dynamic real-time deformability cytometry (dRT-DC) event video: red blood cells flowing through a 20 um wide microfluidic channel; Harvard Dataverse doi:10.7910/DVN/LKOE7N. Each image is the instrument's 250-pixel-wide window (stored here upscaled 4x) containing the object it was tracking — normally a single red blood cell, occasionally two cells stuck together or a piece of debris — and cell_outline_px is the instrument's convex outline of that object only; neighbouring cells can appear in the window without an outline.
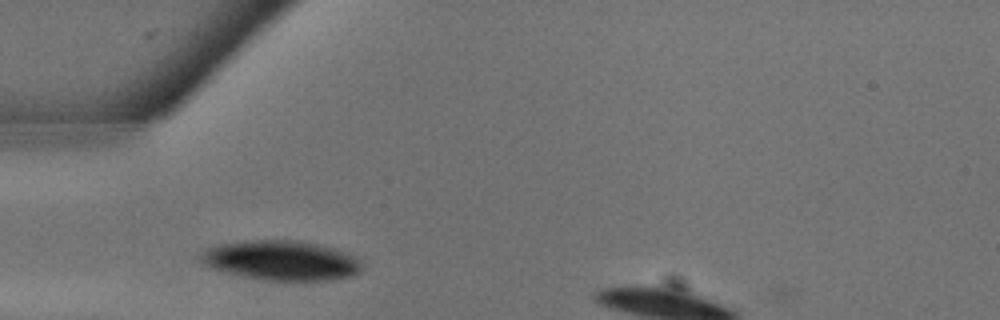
{"species": "common noctule bat (a hibernating species)", "species_latin": "Nyctalus noctula", "temperature_condition": "warm", "stored_images_in_passage": 7, "camera_frame_rate_fps": 3000, "um_per_image_px": 0.085, "animal": {"sex": "male", "body_mass_g": 13.3}, "frame": {"image": 1, "passage_image": 2, "time_ms": 0.333, "image_size_px": [1000, 320], "cell_outline_px": [[364, 260], [360, 272], [352, 276], [332, 280], [264, 280], [224, 272], [212, 268], [204, 264], [200, 260], [200, 252], [204, 248], [212, 244], [240, 240], [300, 240], [320, 244], [336, 248], [348, 252]], "centroid_in_image_um": [23.91, 22.11], "position_along_channel_um": 61.1, "area_um2": 38.26}}
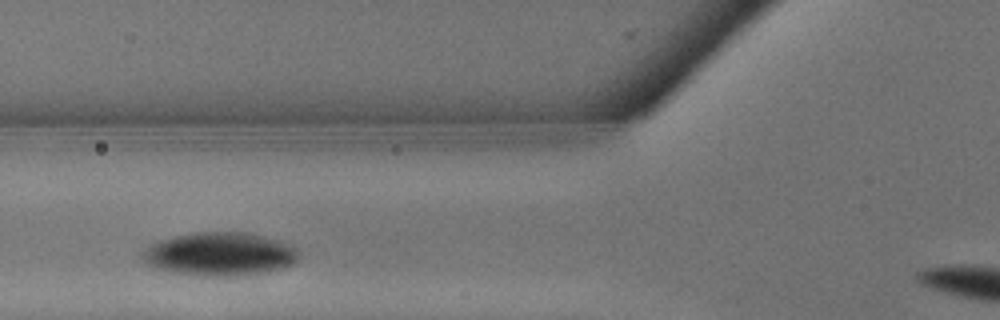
{"frame": {"image": 2, "passage_image": 4, "time_ms": 1.0, "image_size_px": [1000, 320], "cell_outline_px": [[300, 256], [292, 264], [280, 268], [264, 272], [236, 276], [200, 276], [172, 272], [156, 268], [140, 260], [140, 252], [148, 244], [156, 240], [172, 236], [196, 232], [248, 232], [280, 240], [292, 244], [300, 248]], "centroid_in_image_um": [18.65, 21.58], "position_along_channel_um": 107.2, "area_um2": 40.34}}